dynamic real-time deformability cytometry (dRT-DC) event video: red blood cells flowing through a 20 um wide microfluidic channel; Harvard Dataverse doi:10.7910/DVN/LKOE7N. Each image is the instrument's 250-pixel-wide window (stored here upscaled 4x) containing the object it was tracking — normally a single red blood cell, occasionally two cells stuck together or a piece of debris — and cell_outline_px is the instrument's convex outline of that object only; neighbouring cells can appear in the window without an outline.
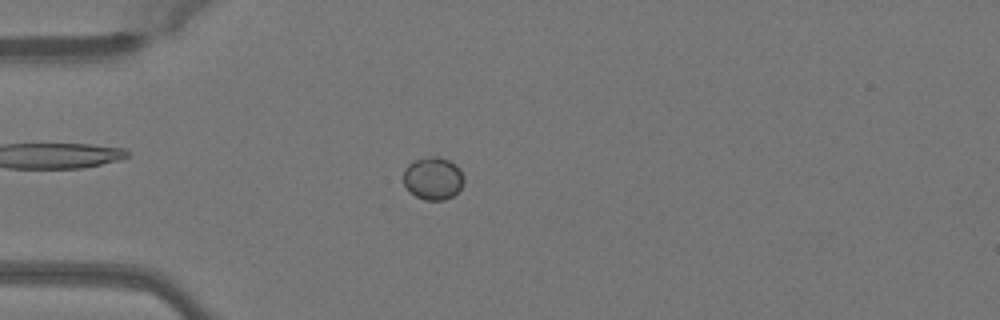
{"species": "Egyptian fruit bat (a non-hibernating species)", "species_latin": "Rousettus aegyptiacus", "temperature_condition": "warm", "stored_images_in_passage": 50, "camera_frame_rate_fps": 3000, "um_per_image_px": 0.085, "animal": {"sex": "female"}, "frame": {"image": 1, "passage_image": 14, "time_ms": 4.333, "image_size_px": [1000, 320], "cell_outline_px": [[464, 180], [460, 188], [452, 196], [444, 200], [424, 200], [416, 196], [404, 184], [404, 172], [408, 164], [416, 160], [428, 156], [440, 156], [456, 164], [460, 168], [464, 176]], "centroid_in_image_um": [36.84, 15.14], "position_along_channel_um": 48.2, "area_um2": 14.97}}
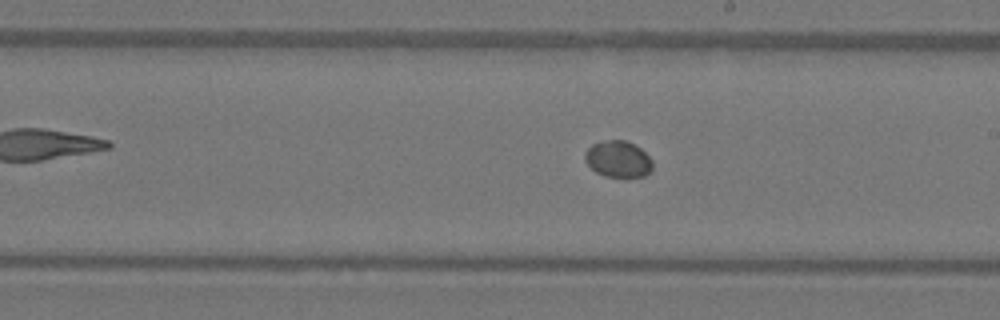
{"frame": {"image": 2, "passage_image": 29, "time_ms": 9.333, "image_size_px": [1000, 320], "cell_outline_px": [[652, 168], [644, 176], [604, 176], [596, 172], [584, 160], [584, 152], [592, 144], [608, 140], [624, 140], [636, 144], [652, 160]], "centroid_in_image_um": [52.52, 13.5], "position_along_channel_um": 236.5, "area_um2": 14.22}}
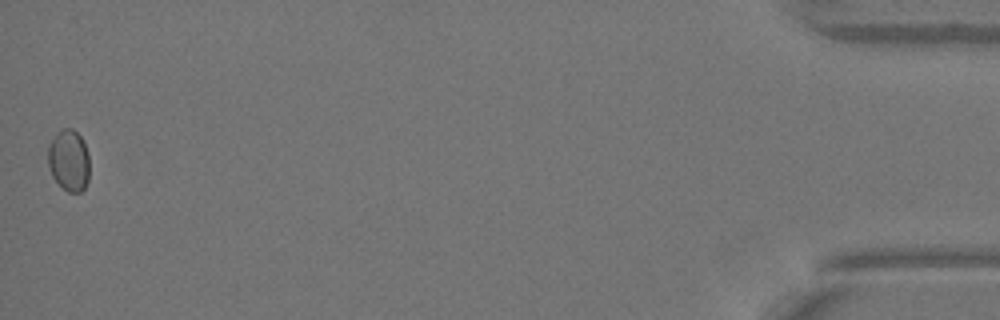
{"frame": {"image": 3, "passage_image": 50, "time_ms": 16.333, "image_size_px": [1000, 320], "cell_outline_px": [[88, 180], [84, 188], [80, 192], [68, 192], [52, 176], [48, 164], [48, 144], [56, 132], [64, 128], [72, 128], [80, 136], [88, 152]], "centroid_in_image_um": [5.83, 13.61], "position_along_channel_um": 429.4, "area_um2": 14.8}}